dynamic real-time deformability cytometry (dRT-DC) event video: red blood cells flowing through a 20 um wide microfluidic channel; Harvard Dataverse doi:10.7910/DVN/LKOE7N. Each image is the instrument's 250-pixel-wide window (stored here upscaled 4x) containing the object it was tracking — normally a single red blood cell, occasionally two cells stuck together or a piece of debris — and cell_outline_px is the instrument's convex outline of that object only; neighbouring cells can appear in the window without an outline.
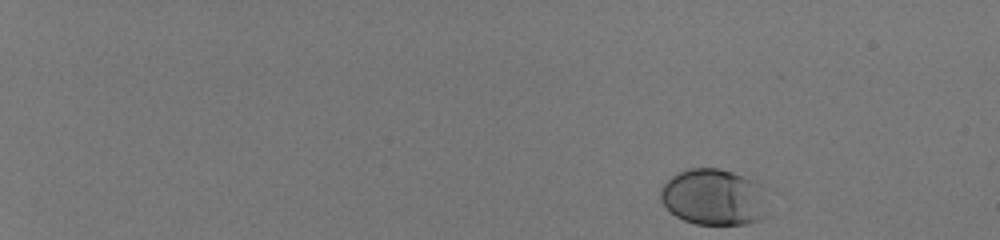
{"species": "human", "species_latin": "Homo sapiens", "temperature_condition": "room temperature", "stored_images_in_passage": 49, "camera_frame_rate_fps": 3000, "um_per_image_px": 0.085, "donor": {"sex": "male"}, "frame": {"image": 1, "passage_image": 1, "time_ms": 0.0, "image_size_px": [1000, 240], "cell_outline_px": [[768, 216], [760, 220], [744, 224], [696, 224], [684, 220], [676, 216], [660, 200], [660, 188], [676, 172], [688, 168], [720, 168], [732, 172], [752, 180], [756, 184], [768, 212]], "centroid_in_image_um": [60.61, 16.76], "position_along_channel_um": 24.4, "area_um2": 34.85}}
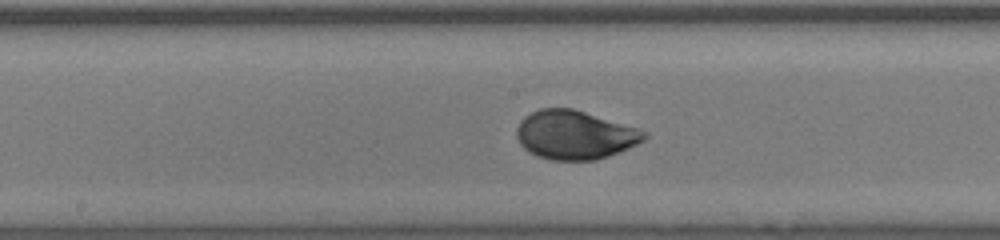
{"frame": {"image": 2, "passage_image": 28, "time_ms": 9.0, "image_size_px": [1000, 240], "cell_outline_px": [[648, 136], [644, 140], [628, 148], [608, 156], [596, 160], [552, 160], [536, 156], [528, 152], [520, 144], [516, 136], [516, 128], [520, 120], [524, 116], [540, 108], [572, 108], [640, 128], [648, 132]], "centroid_in_image_um": [48.85, 11.46], "position_along_channel_um": 199.3, "area_um2": 36.53}}
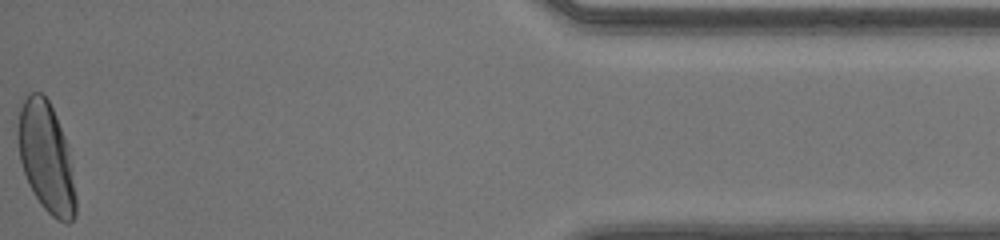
{"frame": {"image": 3, "passage_image": 49, "time_ms": 16.0, "image_size_px": [1000, 240], "cell_outline_px": [[76, 216], [68, 224], [56, 220], [40, 204], [28, 184], [20, 160], [16, 136], [16, 132], [20, 108], [28, 92], [40, 92], [48, 100], [56, 116], [64, 136], [68, 148], [76, 196]], "centroid_in_image_um": [3.91, 13.4], "position_along_channel_um": 431.3, "area_um2": 37.17}, "authors_computed_cell_mechanics": {"area_um2": 35.258, "velocity_mm_per_s": 4.0944, "shape_relaxation_time_tau1_ms": 2.109, "shape_relaxation_time_tau2_ms": null, "deformation_change_tau1": 0.1409, "deformation_change_tau2": null}}